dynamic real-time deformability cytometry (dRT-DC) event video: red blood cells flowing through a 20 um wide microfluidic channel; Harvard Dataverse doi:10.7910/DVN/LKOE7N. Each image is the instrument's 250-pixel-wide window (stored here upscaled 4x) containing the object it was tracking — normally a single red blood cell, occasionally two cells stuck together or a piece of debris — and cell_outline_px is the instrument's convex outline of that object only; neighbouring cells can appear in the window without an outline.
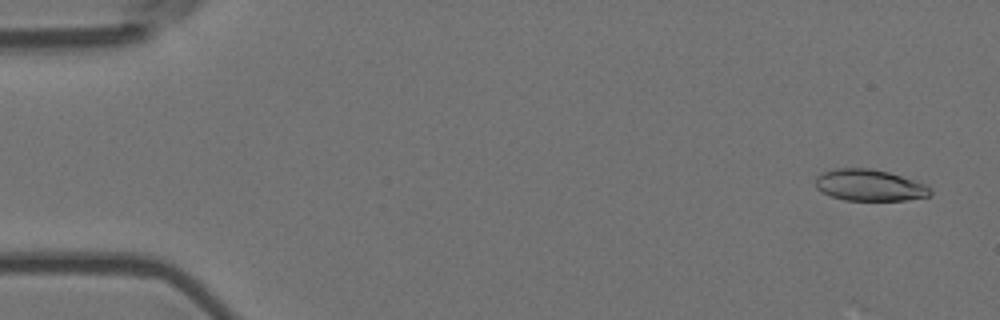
{"species": "Egyptian fruit bat (a non-hibernating species)", "species_latin": "Rousettus aegyptiacus", "temperature_condition": "room temperature", "stored_images_in_passage": 56, "camera_frame_rate_fps": 3000, "um_per_image_px": 0.085, "animal": {"sex": "female"}, "frame": {"image": 1, "passage_image": 3, "time_ms": 0.667, "image_size_px": [1000, 320], "cell_outline_px": [[932, 196], [904, 200], [844, 200], [820, 192], [816, 188], [816, 176], [820, 172], [836, 168], [872, 168], [888, 172], [924, 184], [932, 188]], "centroid_in_image_um": [73.88, 15.74], "position_along_channel_um": 11.1, "area_um2": 21.15}}
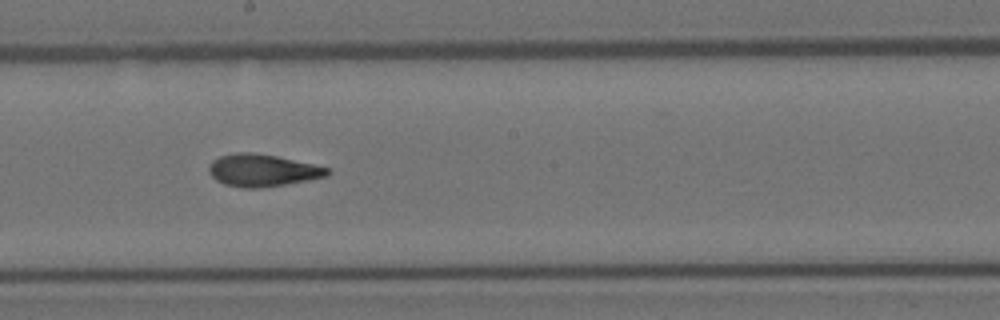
{"frame": {"image": 2, "passage_image": 31, "time_ms": 10.0, "image_size_px": [1000, 320], "cell_outline_px": [[332, 172], [328, 176], [308, 180], [260, 188], [244, 188], [224, 184], [216, 180], [208, 172], [208, 164], [212, 160], [220, 156], [236, 152], [252, 152], [276, 156], [312, 164], [328, 168]], "centroid_in_image_um": [22.27, 14.48], "position_along_channel_um": 225.9, "area_um2": 22.25}}
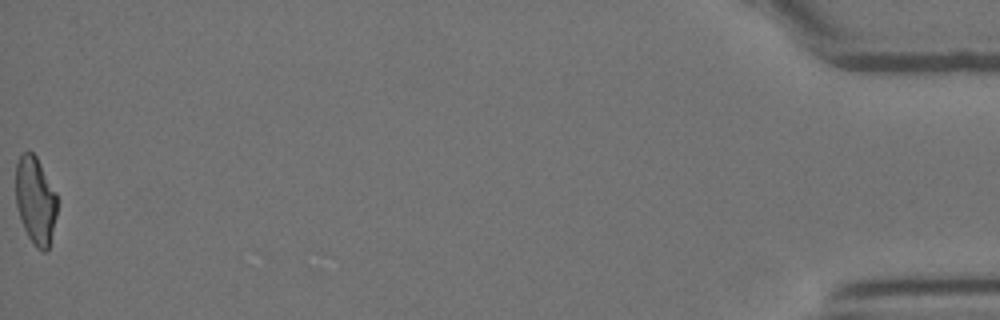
{"frame": {"image": 3, "passage_image": 56, "time_ms": 18.333, "image_size_px": [1000, 320], "cell_outline_px": [[56, 216], [48, 252], [44, 252], [36, 248], [28, 236], [24, 228], [16, 204], [16, 164], [20, 156], [24, 152], [32, 152], [36, 156], [56, 192]], "centroid_in_image_um": [3.02, 17.06], "position_along_channel_um": 432.2, "area_um2": 20.98}, "authors_computed_cell_mechanics": {"area_um2": 21.8195, "velocity_mm_per_s": 3.6794, "shape_relaxation_time_tau1_ms": 9.6571, "shape_relaxation_time_tau2_ms": 2.6816, "deformation_change_tau1": 0.253, "deformation_change_tau2": 0.1072}}